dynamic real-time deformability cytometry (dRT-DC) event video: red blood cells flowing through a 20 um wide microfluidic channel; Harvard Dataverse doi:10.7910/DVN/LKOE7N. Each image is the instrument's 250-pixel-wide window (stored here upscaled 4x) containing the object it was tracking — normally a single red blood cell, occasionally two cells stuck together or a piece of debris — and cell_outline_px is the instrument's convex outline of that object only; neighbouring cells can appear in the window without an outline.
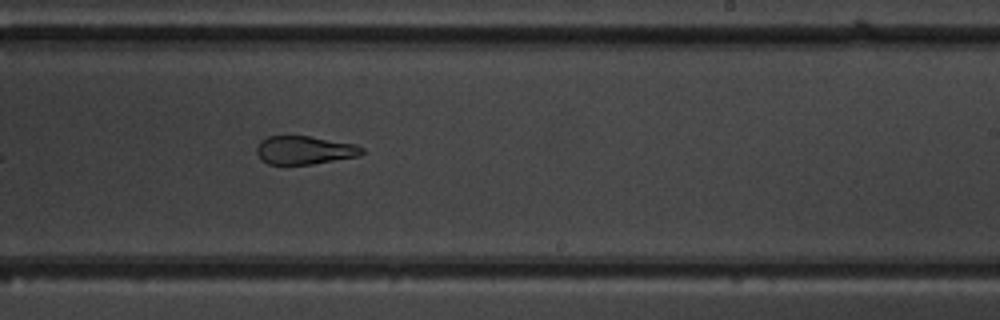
{"species": "common noctule bat (a hibernating species)", "species_latin": "Nyctalus noctula", "temperature_condition": "warm", "stored_images_in_passage": 10, "camera_frame_rate_fps": 3000, "um_per_image_px": 0.085, "animal": {"sex": "male", "body_mass_g": 19.5, "forearm_length_mm": 54.6}, "frame": {"image": 1, "passage_image": 10, "time_ms": 10.667, "image_size_px": [1000, 320], "cell_outline_px": [[364, 152], [360, 156], [312, 164], [268, 164], [260, 160], [256, 152], [256, 148], [260, 140], [268, 136], [308, 136], [356, 144], [364, 148]], "centroid_in_image_um": [25.88, 12.76], "position_along_channel_um": 263.1, "area_um2": 17.51}}